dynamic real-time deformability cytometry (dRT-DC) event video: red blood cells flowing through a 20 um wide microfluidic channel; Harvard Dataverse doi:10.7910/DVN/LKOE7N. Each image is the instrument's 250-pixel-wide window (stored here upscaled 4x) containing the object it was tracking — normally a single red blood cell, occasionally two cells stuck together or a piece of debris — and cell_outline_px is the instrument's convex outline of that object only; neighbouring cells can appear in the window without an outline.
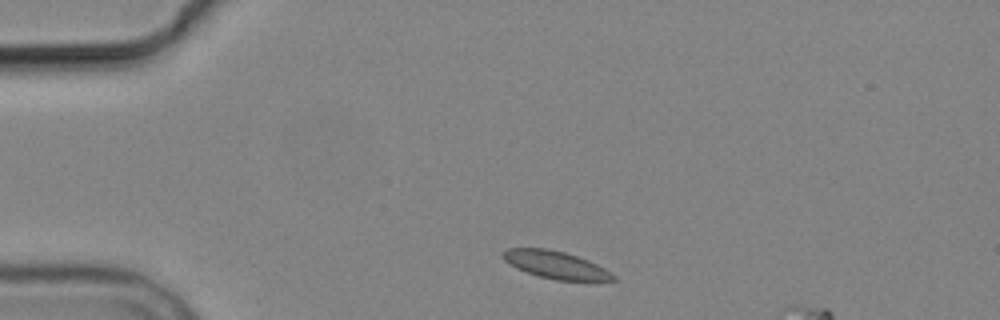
{"species": "common noctule bat (a hibernating species)", "species_latin": "Nyctalus noctula", "temperature_condition": "cold", "stored_images_in_passage": 2, "camera_frame_rate_fps": 3000, "um_per_image_px": 0.085, "animal": {"sex": "male", "body_mass_g": 19.2, "forearm_length_mm": 51.8}, "frame": {"image": 1, "passage_image": 1, "time_ms": 0.0, "image_size_px": [1000, 320], "cell_outline_px": [[616, 280], [556, 280], [540, 276], [516, 268], [504, 260], [500, 256], [500, 252], [508, 248], [548, 248], [564, 252], [588, 260], [604, 268], [616, 276]], "centroid_in_image_um": [47.18, 22.49], "position_along_channel_um": 37.8, "area_um2": 17.51}}